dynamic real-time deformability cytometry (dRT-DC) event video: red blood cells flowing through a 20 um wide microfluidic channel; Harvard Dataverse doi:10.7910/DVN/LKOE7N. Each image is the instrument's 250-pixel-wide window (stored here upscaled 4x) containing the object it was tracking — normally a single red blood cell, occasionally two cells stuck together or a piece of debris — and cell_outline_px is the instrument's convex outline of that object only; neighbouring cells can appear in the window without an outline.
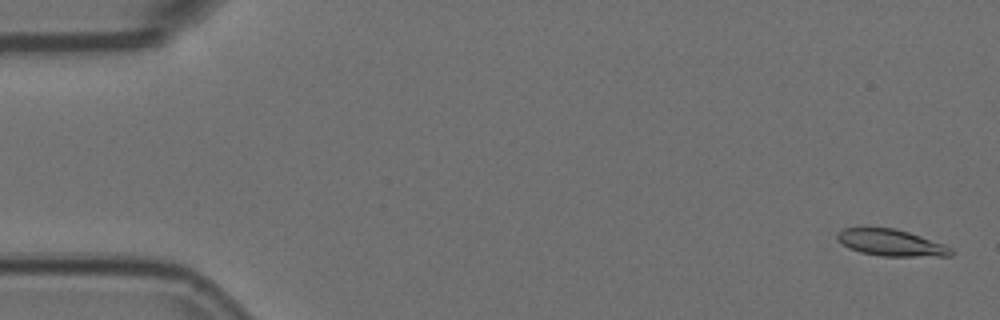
{"species": "Egyptian fruit bat (a non-hibernating species)", "species_latin": "Rousettus aegyptiacus", "temperature_condition": "room temperature", "stored_images_in_passage": 3, "camera_frame_rate_fps": 3000, "um_per_image_px": 0.085, "animal": {"sex": "female"}, "frame": {"image": 1, "passage_image": 1, "time_ms": 0.0, "image_size_px": [1000, 320], "cell_outline_px": [[956, 252], [952, 256], [880, 256], [860, 252], [848, 248], [836, 240], [836, 232], [844, 228], [892, 228], [908, 232], [944, 244], [952, 248]], "centroid_in_image_um": [75.73, 20.64], "position_along_channel_um": 9.3, "area_um2": 17.74}}